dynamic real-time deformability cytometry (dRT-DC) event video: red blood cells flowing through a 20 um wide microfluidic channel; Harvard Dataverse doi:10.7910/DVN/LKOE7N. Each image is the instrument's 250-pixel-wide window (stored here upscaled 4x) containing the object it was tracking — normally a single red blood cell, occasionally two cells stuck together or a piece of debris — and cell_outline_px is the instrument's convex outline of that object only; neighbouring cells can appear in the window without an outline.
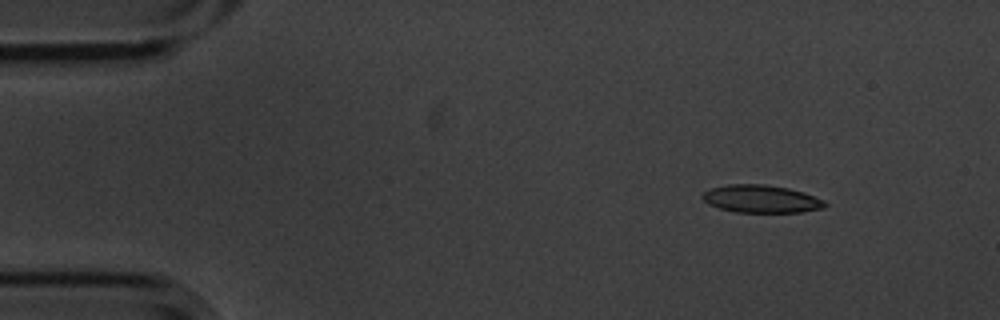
{"species": "common noctule bat (a hibernating species)", "species_latin": "Nyctalus noctula", "temperature_condition": "cold", "stored_images_in_passage": 8, "camera_frame_rate_fps": 3000, "um_per_image_px": 0.085, "animal": {"sex": "male", "body_mass_g": 20.1, "forearm_length_mm": 53.5}, "frame": {"image": 1, "passage_image": 2, "time_ms": 0.333, "image_size_px": [1000, 320], "cell_outline_px": [[828, 204], [824, 208], [800, 212], [736, 212], [720, 208], [708, 204], [700, 196], [704, 192], [712, 188], [728, 184], [764, 184], [788, 188], [804, 192], [824, 200]], "centroid_in_image_um": [64.71, 16.9], "position_along_channel_um": 20.3, "area_um2": 19.77}}
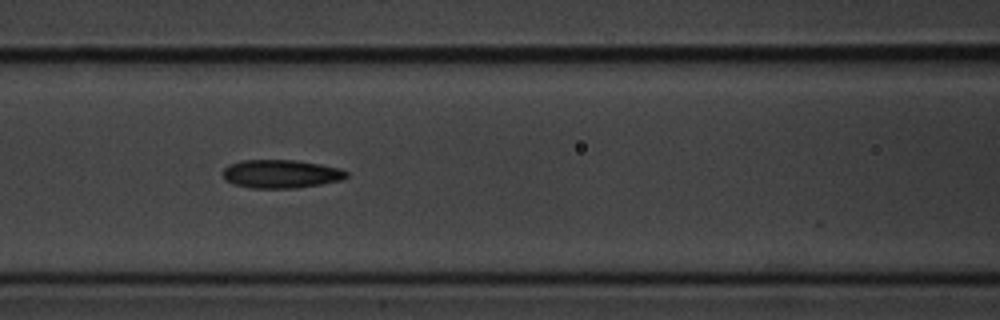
{"frame": {"image": 2, "passage_image": 7, "time_ms": 2.0, "image_size_px": [1000, 320], "cell_outline_px": [[348, 176], [340, 180], [320, 184], [296, 188], [252, 188], [232, 184], [224, 180], [224, 168], [228, 164], [240, 160], [296, 160], [320, 164], [340, 168], [348, 172]], "centroid_in_image_um": [23.85, 14.78], "position_along_channel_um": 142.7, "area_um2": 20.52}}
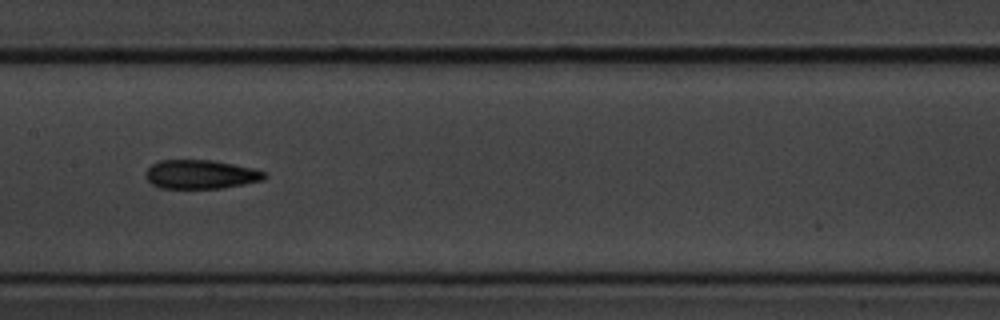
{"frame": {"image": 3, "passage_image": 8, "time_ms": 2.333, "image_size_px": [1000, 320], "cell_outline_px": [[268, 176], [264, 180], [224, 188], [160, 188], [152, 184], [148, 180], [144, 172], [152, 164], [160, 160], [212, 160], [252, 168], [264, 172]], "centroid_in_image_um": [17.06, 14.82], "position_along_channel_um": 190.3, "area_um2": 20.0}}